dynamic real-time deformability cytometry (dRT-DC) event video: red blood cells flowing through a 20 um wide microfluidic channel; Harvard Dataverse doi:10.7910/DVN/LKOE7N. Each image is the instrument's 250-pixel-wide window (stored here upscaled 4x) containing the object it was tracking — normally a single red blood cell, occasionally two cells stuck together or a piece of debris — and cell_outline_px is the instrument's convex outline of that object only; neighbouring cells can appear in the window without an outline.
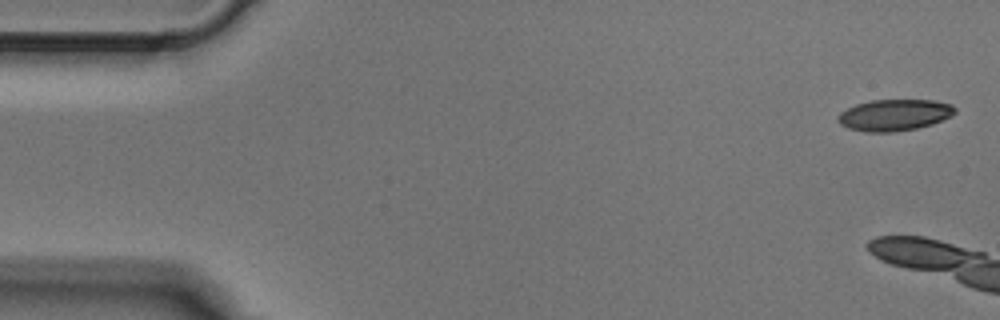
{"species": "Egyptian fruit bat (a non-hibernating species)", "species_latin": "Rousettus aegyptiacus", "temperature_condition": "cold", "stored_images_in_passage": 5, "camera_frame_rate_fps": 3000, "um_per_image_px": 0.085, "animal": {"sex": "male"}, "frame": {"image": 1, "passage_image": 1, "time_ms": 0.0, "image_size_px": [1000, 320], "cell_outline_px": [[956, 112], [932, 124], [916, 128], [892, 132], [864, 132], [848, 128], [840, 124], [836, 120], [836, 116], [840, 112], [856, 104], [872, 100], [932, 100], [952, 104], [956, 108]], "centroid_in_image_um": [75.97, 9.77], "position_along_channel_um": 9.0, "area_um2": 21.39}}
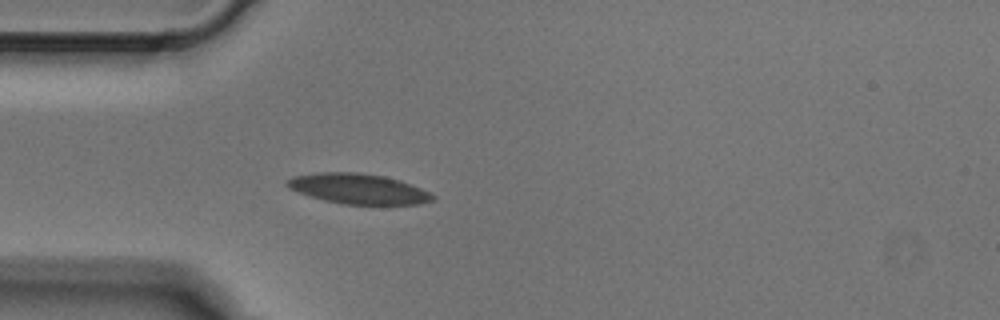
{"frame": {"image": 2, "passage_image": 5, "time_ms": 1.333, "image_size_px": [1000, 320], "cell_outline_px": [[436, 200], [420, 204], [344, 204], [324, 200], [288, 188], [284, 184], [292, 176], [320, 172], [356, 172], [384, 176], [400, 180], [420, 188], [436, 196]], "centroid_in_image_um": [30.47, 16.04], "position_along_channel_um": 54.5, "area_um2": 25.49}}